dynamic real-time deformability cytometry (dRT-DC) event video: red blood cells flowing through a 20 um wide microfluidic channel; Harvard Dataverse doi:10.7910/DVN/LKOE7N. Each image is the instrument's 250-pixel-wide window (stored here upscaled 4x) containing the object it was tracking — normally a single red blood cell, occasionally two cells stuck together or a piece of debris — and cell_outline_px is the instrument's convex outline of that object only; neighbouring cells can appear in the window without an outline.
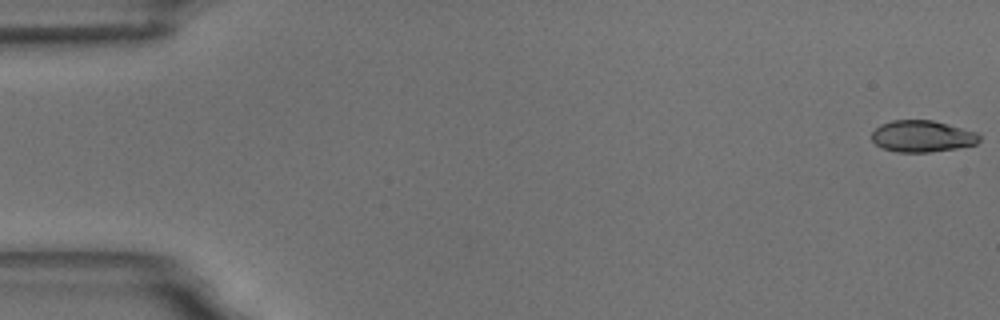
{"species": "common noctule bat (a hibernating species)", "species_latin": "Nyctalus noctula", "temperature_condition": "room temperature", "stored_images_in_passage": 58, "camera_frame_rate_fps": 3000, "um_per_image_px": 0.085, "animal": {"sex": "male", "body_mass_g": 18.8}, "frame": {"image": 1, "passage_image": 1, "time_ms": 0.0, "image_size_px": [1000, 320], "cell_outline_px": [[980, 140], [976, 144], [956, 148], [928, 152], [896, 152], [884, 148], [876, 144], [872, 140], [872, 132], [880, 124], [892, 120], [932, 120], [980, 132]], "centroid_in_image_um": [78.41, 11.57], "position_along_channel_um": 6.6, "area_um2": 19.88}}
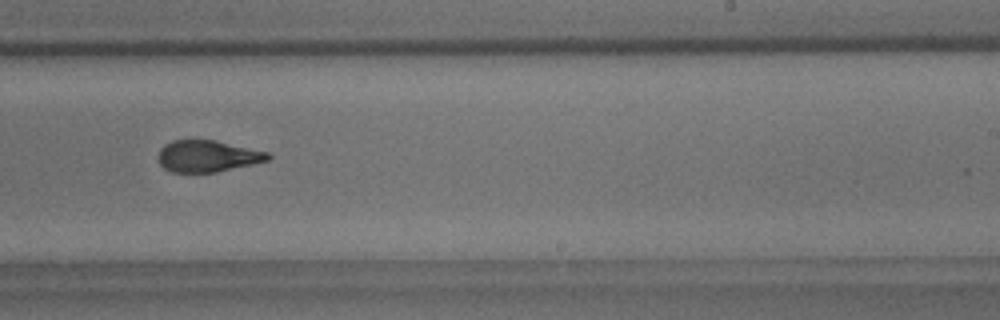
{"frame": {"image": 2, "passage_image": 36, "time_ms": 11.667, "image_size_px": [1000, 320], "cell_outline_px": [[272, 156], [268, 160], [252, 164], [216, 172], [172, 172], [164, 168], [160, 164], [160, 148], [164, 144], [172, 140], [216, 140], [268, 152]], "centroid_in_image_um": [17.65, 13.26], "position_along_channel_um": 271.4, "area_um2": 20.06}}
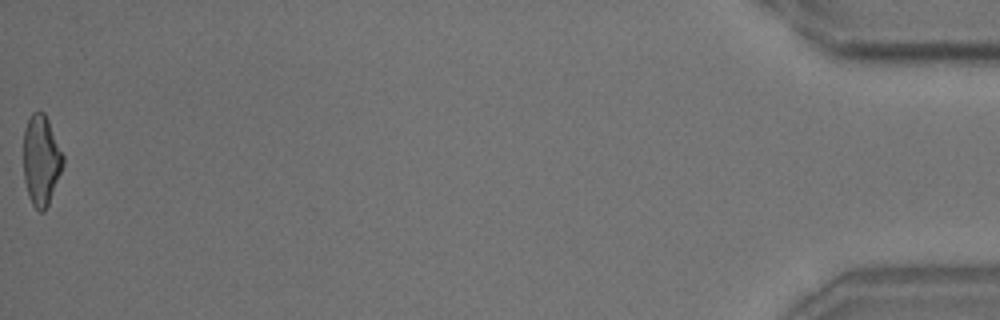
{"frame": {"image": 3, "passage_image": 58, "time_ms": 19.0, "image_size_px": [1000, 320], "cell_outline_px": [[64, 164], [48, 204], [44, 212], [40, 212], [32, 204], [28, 196], [24, 180], [24, 128], [32, 112], [44, 112], [48, 120], [64, 156]], "centroid_in_image_um": [3.5, 13.62], "position_along_channel_um": 431.7, "area_um2": 20.69}, "authors_computed_cell_mechanics": {"area_um2": 21.1259, "velocity_mm_per_s": 3.5225, "shape_relaxation_time_tau1_ms": 5.3151, "shape_relaxation_time_tau2_ms": 1.8868, "deformation_change_tau1": 0.1666, "deformation_change_tau2": 0.0796}}